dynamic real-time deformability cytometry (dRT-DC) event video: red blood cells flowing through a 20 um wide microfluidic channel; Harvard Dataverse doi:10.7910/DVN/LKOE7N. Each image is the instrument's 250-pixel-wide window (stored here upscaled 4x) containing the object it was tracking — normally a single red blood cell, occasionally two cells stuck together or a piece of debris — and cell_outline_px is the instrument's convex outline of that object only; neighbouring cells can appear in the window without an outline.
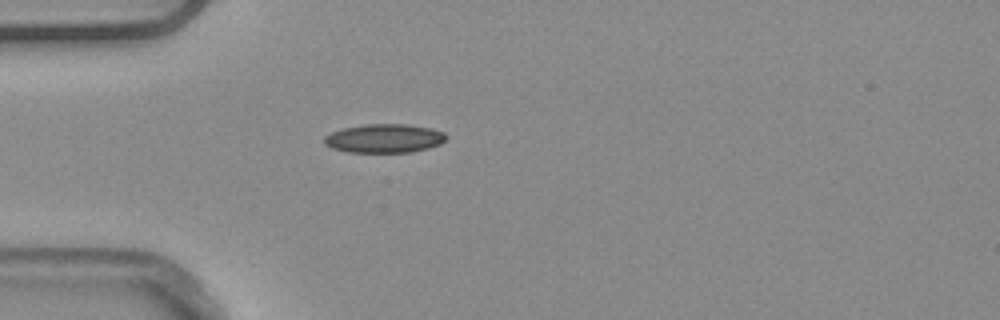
{"species": "common noctule bat (a hibernating species)", "species_latin": "Nyctalus noctula", "temperature_condition": "warm", "stored_images_in_passage": 4, "camera_frame_rate_fps": 3000, "um_per_image_px": 0.085, "animal": {"sex": "male", "body_mass_g": 20.4}, "frame": {"image": 1, "passage_image": 4, "time_ms": 1.0, "image_size_px": [1000, 320], "cell_outline_px": [[448, 136], [440, 144], [428, 148], [412, 152], [348, 152], [332, 148], [324, 144], [324, 136], [332, 132], [344, 128], [368, 124], [408, 124], [432, 128], [444, 132]], "centroid_in_image_um": [32.69, 11.76], "position_along_channel_um": 52.3, "area_um2": 20.46}}